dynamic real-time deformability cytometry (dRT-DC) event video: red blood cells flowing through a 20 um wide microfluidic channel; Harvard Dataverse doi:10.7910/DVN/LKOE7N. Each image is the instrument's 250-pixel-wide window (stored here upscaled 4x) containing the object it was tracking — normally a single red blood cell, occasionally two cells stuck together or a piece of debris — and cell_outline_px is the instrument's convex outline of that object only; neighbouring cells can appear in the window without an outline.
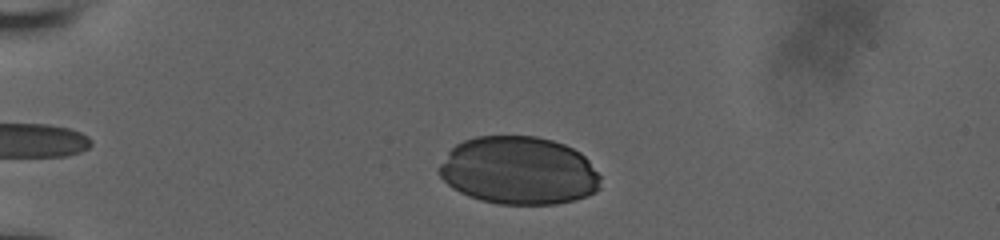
{"species": "human", "species_latin": "Homo sapiens", "temperature_condition": "room temperature", "stored_images_in_passage": 40, "camera_frame_rate_fps": 3000, "um_per_image_px": 0.085, "donor": {"sex": "male"}, "frame": {"image": 1, "passage_image": 7, "time_ms": 2.0, "image_size_px": [1000, 240], "cell_outline_px": [[600, 188], [596, 192], [588, 196], [576, 200], [556, 204], [496, 204], [480, 200], [468, 196], [452, 188], [436, 172], [440, 164], [448, 152], [456, 144], [464, 140], [476, 136], [536, 136], [552, 140], [564, 144], [580, 152], [588, 160], [600, 176]], "centroid_in_image_um": [44.09, 14.51], "position_along_channel_um": 40.9, "area_um2": 64.39}}